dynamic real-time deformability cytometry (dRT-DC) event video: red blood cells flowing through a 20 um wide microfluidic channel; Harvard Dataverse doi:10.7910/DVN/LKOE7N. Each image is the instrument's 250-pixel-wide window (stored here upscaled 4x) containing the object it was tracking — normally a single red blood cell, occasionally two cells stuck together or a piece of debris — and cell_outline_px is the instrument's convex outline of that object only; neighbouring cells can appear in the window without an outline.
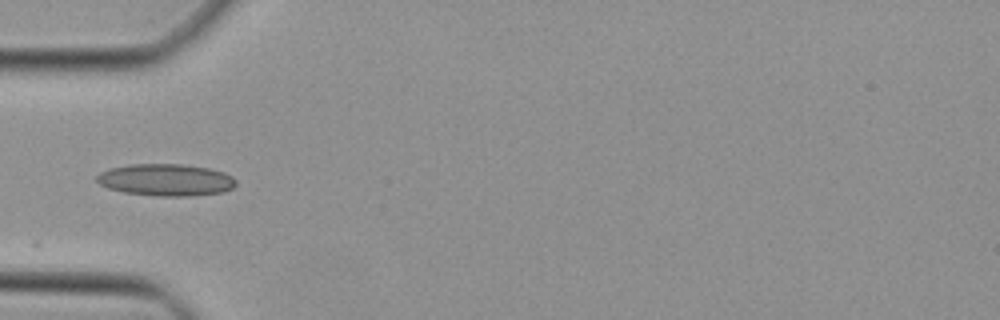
{"species": "Egyptian fruit bat (a non-hibernating species)", "species_latin": "Rousettus aegyptiacus", "temperature_condition": "cold", "stored_images_in_passage": 10, "camera_frame_rate_fps": 3000, "um_per_image_px": 0.085, "animal": {"sex": "female"}, "frame": {"image": 1, "passage_image": 1, "time_ms": 0.0, "image_size_px": [1000, 320], "cell_outline_px": [[236, 184], [232, 188], [224, 192], [192, 196], [160, 196], [124, 192], [108, 188], [100, 184], [96, 180], [96, 176], [100, 172], [108, 168], [128, 164], [180, 164], [208, 168], [224, 172], [232, 176], [236, 180]], "centroid_in_image_um": [14.09, 15.29], "position_along_channel_um": 70.9, "area_um2": 26.07}}
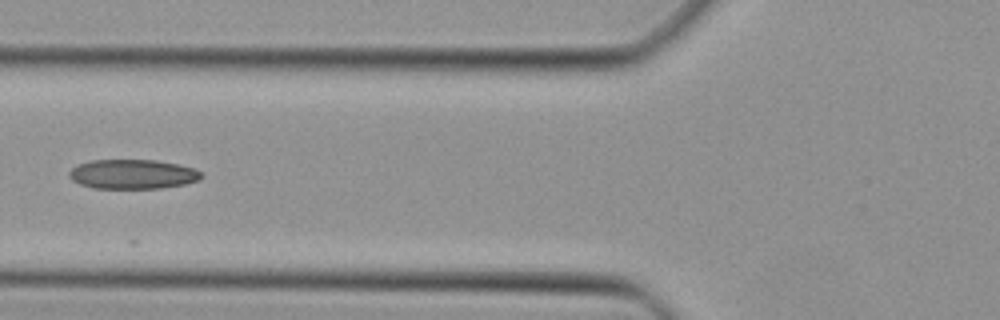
{"frame": {"image": 2, "passage_image": 4, "time_ms": 1.0, "image_size_px": [1000, 320], "cell_outline_px": [[204, 176], [200, 180], [184, 184], [160, 188], [92, 188], [80, 184], [72, 180], [68, 176], [68, 172], [76, 164], [92, 160], [156, 160], [196, 168]], "centroid_in_image_um": [11.26, 14.8], "position_along_channel_um": 114.5, "area_um2": 22.83}}
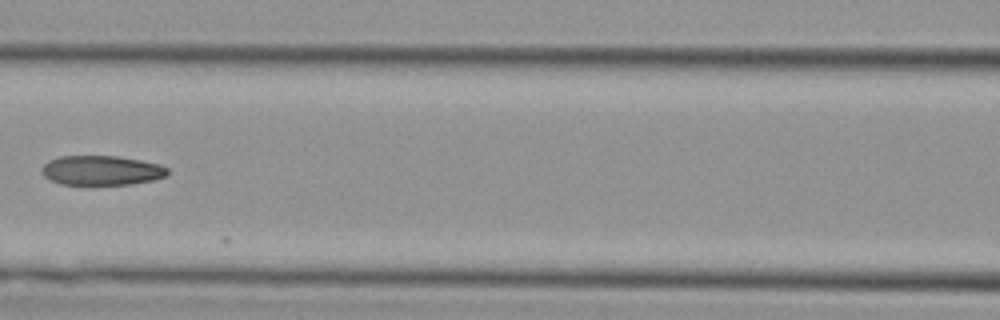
{"frame": {"image": 3, "passage_image": 7, "time_ms": 2.0, "image_size_px": [1000, 320], "cell_outline_px": [[168, 176], [152, 180], [132, 184], [92, 188], [88, 188], [60, 184], [48, 180], [40, 172], [40, 168], [48, 160], [60, 156], [116, 156], [140, 160], [160, 164], [168, 168]], "centroid_in_image_um": [8.57, 14.54], "position_along_channel_um": 158.0, "area_um2": 22.95}}